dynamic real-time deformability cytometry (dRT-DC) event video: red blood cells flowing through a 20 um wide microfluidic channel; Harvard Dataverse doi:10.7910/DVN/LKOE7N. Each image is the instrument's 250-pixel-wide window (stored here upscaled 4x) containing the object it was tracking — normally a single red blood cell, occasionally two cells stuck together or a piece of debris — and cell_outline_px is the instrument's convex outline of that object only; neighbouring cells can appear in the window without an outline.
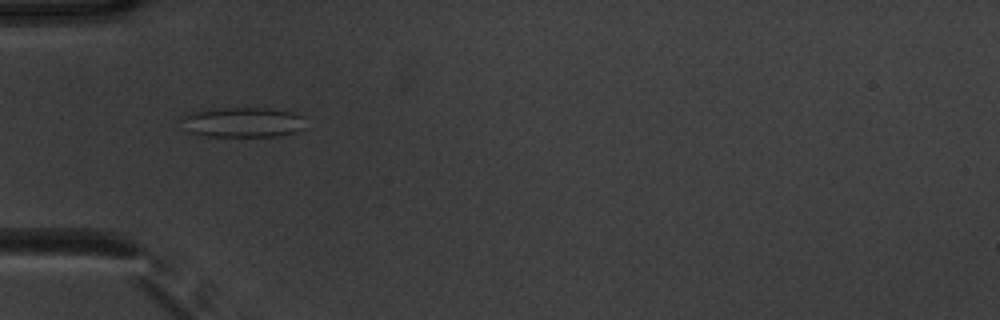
{"species": "common noctule bat (a hibernating species)", "species_latin": "Nyctalus noctula", "temperature_condition": "warm", "stored_images_in_passage": 38, "camera_frame_rate_fps": 3000, "um_per_image_px": 0.085, "animal": {"sex": "male", "body_mass_g": 20.1, "forearm_length_mm": 53.5}, "frame": {"image": 1, "passage_image": 3, "time_ms": 0.667, "image_size_px": [1000, 320], "cell_outline_px": [[308, 128], [276, 136], [204, 136], [192, 132], [176, 120], [192, 112], [220, 108], [272, 108], [292, 112], [304, 116]], "centroid_in_image_um": [20.68, 10.38], "position_along_channel_um": 64.3, "area_um2": 21.91}}
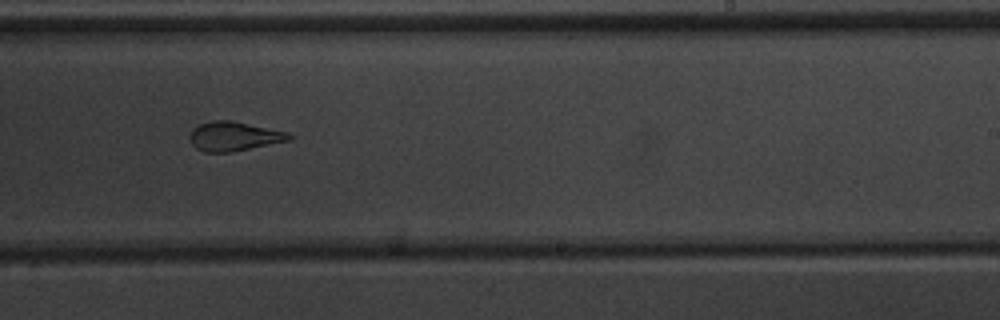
{"frame": {"image": 2, "passage_image": 19, "time_ms": 6.0, "image_size_px": [1000, 320], "cell_outline_px": [[296, 136], [292, 140], [232, 152], [204, 152], [196, 148], [192, 144], [188, 136], [192, 128], [200, 124], [212, 120], [232, 120], [288, 132]], "centroid_in_image_um": [19.91, 11.58], "position_along_channel_um": 269.1, "area_um2": 17.22}}
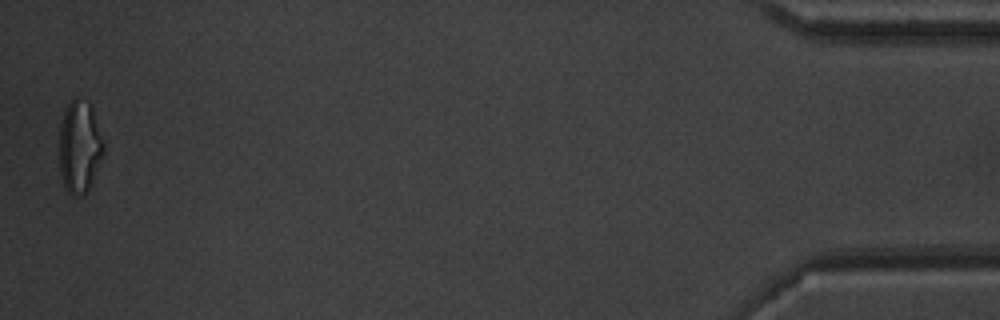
{"frame": {"image": 3, "passage_image": 38, "time_ms": 12.333, "image_size_px": [1000, 320], "cell_outline_px": [[104, 152], [92, 180], [84, 196], [72, 196], [64, 188], [60, 172], [60, 124], [64, 112], [68, 104], [76, 96], [88, 104], [92, 108], [104, 140]], "centroid_in_image_um": [6.76, 12.5], "position_along_channel_um": 428.4, "area_um2": 23.76}, "authors_computed_cell_mechanics": {"area_um2": 17.9469, "velocity_mm_per_s": 3.8743, "shape_relaxation_time_tau1_ms": null, "shape_relaxation_time_tau2_ms": 1.8737, "deformation_change_tau1": null, "deformation_change_tau2": 0.1118}}